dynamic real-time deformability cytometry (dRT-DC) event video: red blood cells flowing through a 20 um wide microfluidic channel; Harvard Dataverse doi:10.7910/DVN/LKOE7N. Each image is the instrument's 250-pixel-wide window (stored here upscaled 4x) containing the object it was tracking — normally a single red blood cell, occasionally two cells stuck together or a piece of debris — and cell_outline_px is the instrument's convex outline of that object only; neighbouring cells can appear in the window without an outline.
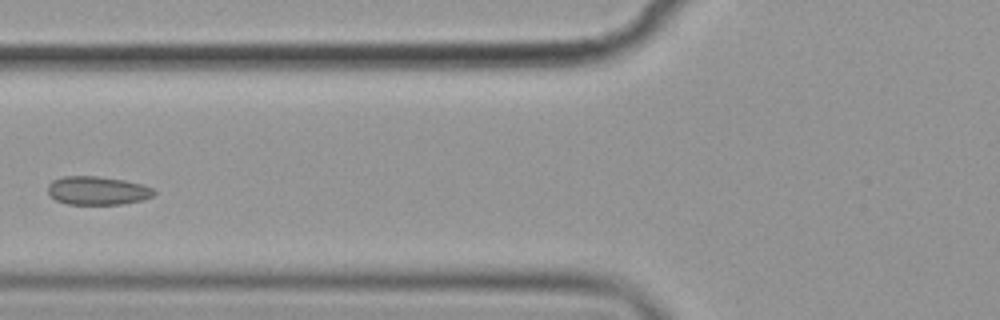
{"species": "common noctule bat (a hibernating species)", "species_latin": "Nyctalus noctula", "temperature_condition": "cold", "stored_images_in_passage": 3, "camera_frame_rate_fps": 3000, "um_per_image_px": 0.085, "animal": {"sex": "female", "body_mass_g": 19.9}, "frame": {"image": 1, "passage_image": 3, "time_ms": 2.333, "image_size_px": [1000, 320], "cell_outline_px": [[156, 192], [152, 196], [144, 200], [120, 204], [68, 204], [56, 200], [48, 192], [48, 184], [52, 180], [64, 176], [96, 176], [124, 180], [140, 184], [152, 188]], "centroid_in_image_um": [8.28, 16.2], "position_along_channel_um": 117.5, "area_um2": 17.51}}